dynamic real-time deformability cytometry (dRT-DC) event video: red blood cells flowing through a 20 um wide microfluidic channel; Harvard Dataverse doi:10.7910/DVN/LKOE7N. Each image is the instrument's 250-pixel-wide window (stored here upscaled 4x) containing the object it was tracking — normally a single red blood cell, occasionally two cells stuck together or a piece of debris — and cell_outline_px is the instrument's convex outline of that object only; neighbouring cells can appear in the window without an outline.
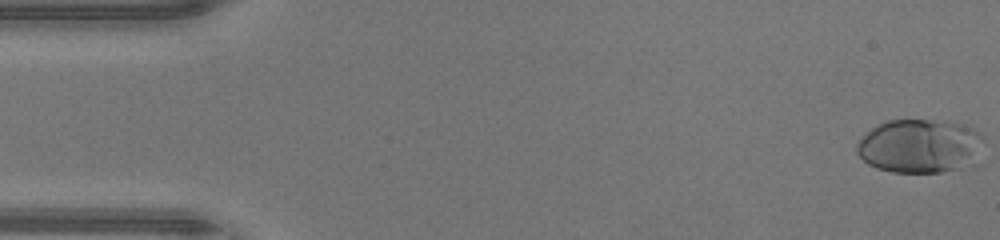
{"species": "human", "species_latin": "Homo sapiens", "temperature_condition": "warm", "stored_images_in_passage": 47, "camera_frame_rate_fps": 3000, "um_per_image_px": 0.085, "donor": {"sex": "male"}, "frame": {"image": 1, "passage_image": 1, "time_ms": 0.0, "image_size_px": [1000, 240], "cell_outline_px": [[984, 140], [952, 168], [940, 172], [892, 172], [876, 168], [868, 164], [856, 152], [856, 144], [872, 128], [888, 120], [928, 120], [956, 124], [972, 128], [980, 132], [984, 136]], "centroid_in_image_um": [77.98, 12.38], "position_along_channel_um": 7.0, "area_um2": 37.57}}
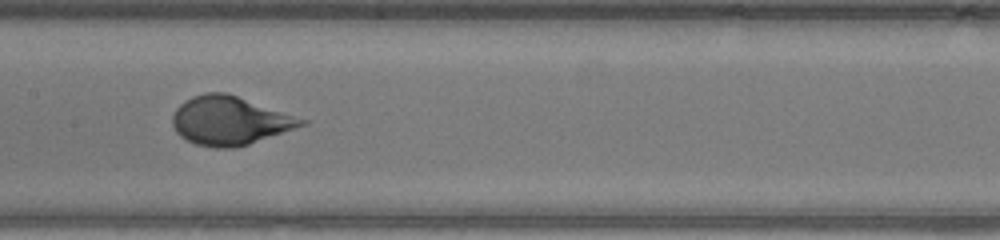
{"frame": {"image": 2, "passage_image": 23, "time_ms": 7.333, "image_size_px": [1000, 240], "cell_outline_px": [[308, 124], [236, 148], [216, 148], [196, 144], [180, 136], [176, 132], [172, 124], [172, 116], [176, 108], [184, 100], [192, 96], [204, 92], [224, 92], [308, 120]], "centroid_in_image_um": [19.5, 10.26], "position_along_channel_um": 187.9, "area_um2": 36.3}}
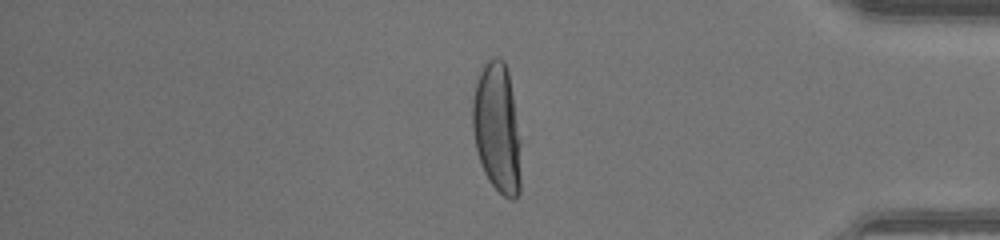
{"frame": {"image": 3, "passage_image": 39, "time_ms": 12.667, "image_size_px": [1000, 240], "cell_outline_px": [[520, 192], [512, 200], [504, 196], [488, 180], [484, 172], [476, 148], [472, 128], [472, 104], [476, 84], [480, 72], [484, 64], [488, 60], [496, 56], [504, 60], [508, 68], [520, 140]], "centroid_in_image_um": [42.25, 10.87], "position_along_channel_um": 392.9, "area_um2": 36.53}, "authors_computed_cell_mechanics": {"area_um2": 36.9342, "velocity_mm_per_s": 4.4324, "shape_relaxation_time_tau1_ms": 3.6702, "shape_relaxation_time_tau2_ms": null, "deformation_change_tau1": 0.2297, "deformation_change_tau2": null}}